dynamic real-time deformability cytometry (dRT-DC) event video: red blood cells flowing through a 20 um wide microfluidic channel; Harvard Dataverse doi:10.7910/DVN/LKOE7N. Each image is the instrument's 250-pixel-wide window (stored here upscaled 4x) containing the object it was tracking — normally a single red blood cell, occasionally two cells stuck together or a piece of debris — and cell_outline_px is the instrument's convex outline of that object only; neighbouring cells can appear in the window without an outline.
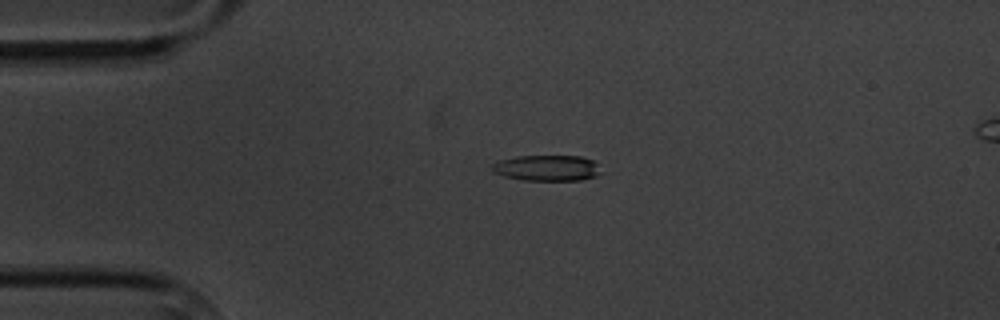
{"species": "common noctule bat (a hibernating species)", "species_latin": "Nyctalus noctula", "temperature_condition": "cold", "stored_images_in_passage": 6, "segment_of_instrument_passage": [1, 2], "camera_frame_rate_fps": 3000, "um_per_image_px": 0.085, "animal": {"sex": "male", "body_mass_g": 20.1, "forearm_length_mm": 53.5}, "frame": {"image": 1, "passage_image": 4, "time_ms": 3.333, "image_size_px": [1000, 320], "cell_outline_px": [[600, 172], [596, 176], [580, 180], [524, 180], [504, 176], [492, 172], [492, 164], [500, 160], [516, 156], [580, 156], [592, 160], [596, 164]], "centroid_in_image_um": [46.46, 14.28], "position_along_channel_um": 38.5, "area_um2": 16.24}}